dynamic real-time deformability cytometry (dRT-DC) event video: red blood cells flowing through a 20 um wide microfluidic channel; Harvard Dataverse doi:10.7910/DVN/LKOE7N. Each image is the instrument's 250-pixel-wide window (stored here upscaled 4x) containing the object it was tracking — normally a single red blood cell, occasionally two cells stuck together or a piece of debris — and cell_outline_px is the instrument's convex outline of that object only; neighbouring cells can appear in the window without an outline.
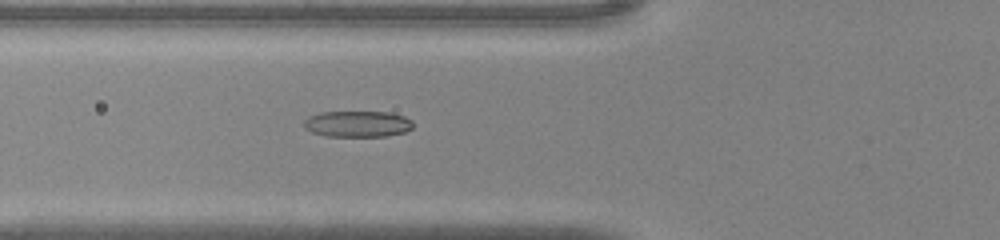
{"species": "common noctule bat (a hibernating species)", "species_latin": "Nyctalus noctula", "temperature_condition": "warm", "stored_images_in_passage": 32, "camera_frame_rate_fps": 3000, "um_per_image_px": 0.085, "animal": {"sex": "male", "body_mass_g": 20.0, "forearm_length_mm": 53.3}, "frame": {"image": 1, "passage_image": 5, "time_ms": 1.333, "image_size_px": [1000, 240], "cell_outline_px": [[412, 128], [404, 132], [388, 136], [328, 136], [312, 132], [304, 128], [304, 120], [308, 116], [320, 112], [388, 112], [404, 116], [412, 120]], "centroid_in_image_um": [30.38, 10.53], "position_along_channel_um": 95.4, "area_um2": 16.65}}
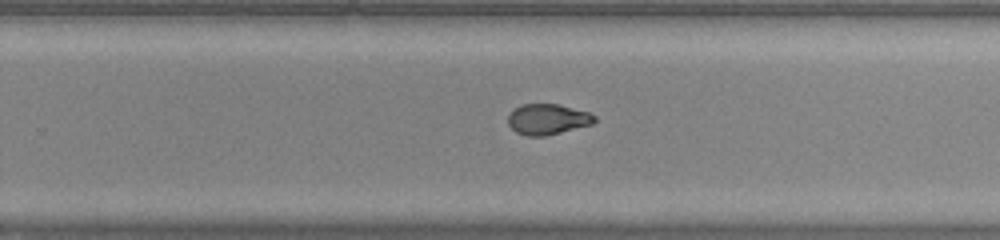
{"frame": {"image": 2, "passage_image": 17, "time_ms": 5.333, "image_size_px": [1000, 240], "cell_outline_px": [[596, 120], [592, 124], [544, 136], [528, 136], [516, 132], [508, 124], [508, 116], [512, 108], [520, 104], [556, 104], [588, 112], [596, 116]], "centroid_in_image_um": [46.5, 10.13], "position_along_channel_um": 283.3, "area_um2": 15.37}}
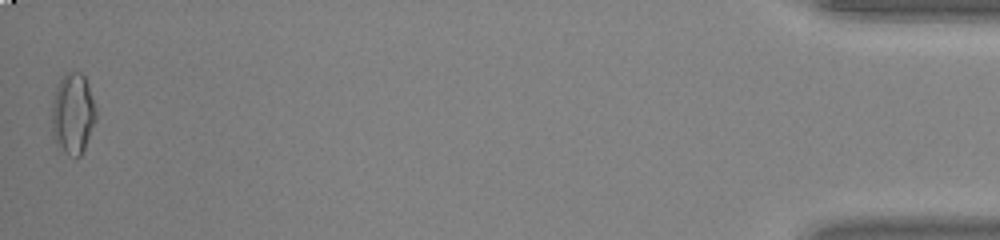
{"frame": {"image": 3, "passage_image": 32, "time_ms": 10.333, "image_size_px": [1000, 240], "cell_outline_px": [[96, 120], [84, 148], [80, 156], [68, 156], [56, 144], [52, 136], [52, 100], [60, 76], [68, 72], [80, 72], [84, 76], [96, 108]], "centroid_in_image_um": [6.17, 9.66], "position_along_channel_um": 429.0, "area_um2": 20.87}}